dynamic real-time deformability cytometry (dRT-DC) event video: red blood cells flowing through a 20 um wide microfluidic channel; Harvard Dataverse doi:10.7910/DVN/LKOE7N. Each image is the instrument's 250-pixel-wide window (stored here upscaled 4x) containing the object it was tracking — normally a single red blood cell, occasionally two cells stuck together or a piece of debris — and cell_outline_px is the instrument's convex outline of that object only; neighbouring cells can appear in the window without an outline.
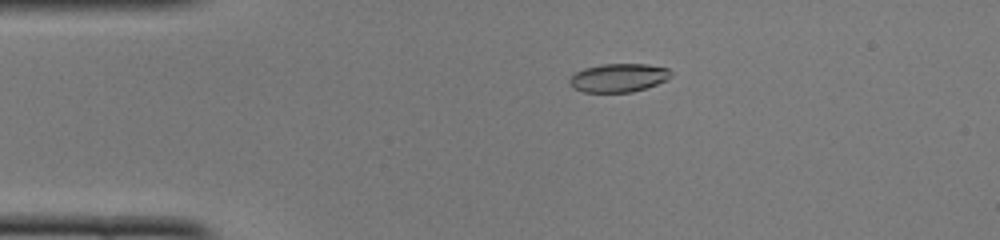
{"species": "common noctule bat (a hibernating species)", "species_latin": "Nyctalus noctula", "temperature_condition": "cold", "stored_images_in_passage": 49, "camera_frame_rate_fps": 3000, "um_per_image_px": 0.085, "animal": {"sex": "female", "body_mass_g": 22.0, "forearm_length_mm": 56.7}, "frame": {"image": 1, "passage_image": 10, "time_ms": 3.0, "image_size_px": [1000, 240], "cell_outline_px": [[672, 76], [656, 84], [632, 92], [584, 92], [576, 88], [568, 80], [576, 72], [584, 68], [600, 64], [648, 64], [668, 68], [672, 72]], "centroid_in_image_um": [52.6, 6.59], "position_along_channel_um": 32.4, "area_um2": 16.65}}
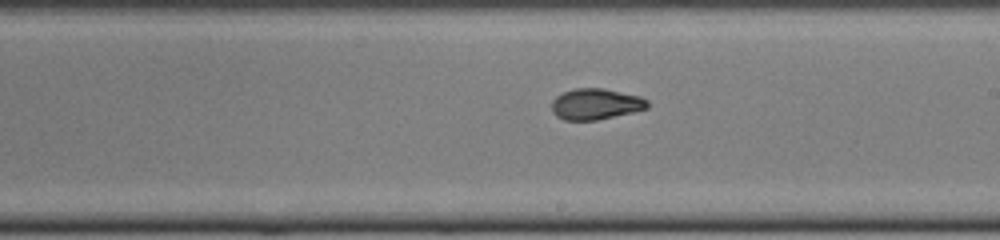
{"frame": {"image": 2, "passage_image": 28, "time_ms": 9.0, "image_size_px": [1000, 240], "cell_outline_px": [[648, 108], [632, 112], [596, 120], [564, 120], [556, 116], [552, 112], [552, 100], [556, 96], [564, 92], [576, 88], [604, 88], [640, 96], [648, 100]], "centroid_in_image_um": [50.62, 8.84], "position_along_channel_um": 238.4, "area_um2": 17.28}}
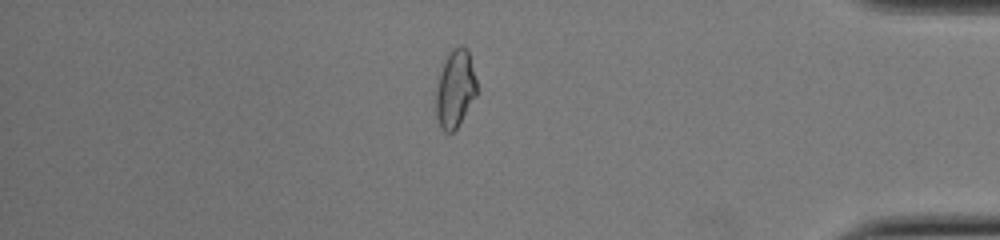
{"frame": {"image": 3, "passage_image": 42, "time_ms": 13.667, "image_size_px": [1000, 240], "cell_outline_px": [[476, 96], [456, 128], [452, 132], [444, 132], [440, 128], [436, 116], [436, 92], [440, 72], [444, 60], [448, 52], [452, 48], [460, 44], [464, 44], [468, 48], [476, 80]], "centroid_in_image_um": [38.68, 7.5], "position_along_channel_um": 396.5, "area_um2": 18.55}, "authors_computed_cell_mechanics": {"area_um2": 17.4556, "velocity_mm_per_s": 4.1033, "shape_relaxation_time_tau1_ms": 3.8383, "shape_relaxation_time_tau2_ms": 1.1509, "deformation_change_tau1": 0.1733, "deformation_change_tau2": 0.0575}}